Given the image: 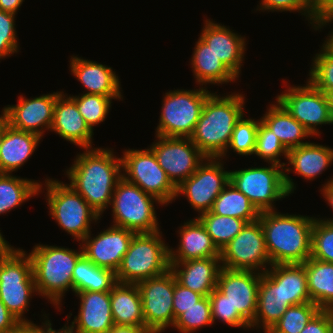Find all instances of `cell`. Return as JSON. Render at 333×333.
I'll use <instances>...</instances> for the list:
<instances>
[{
    "label": "cell",
    "mask_w": 333,
    "mask_h": 333,
    "mask_svg": "<svg viewBox=\"0 0 333 333\" xmlns=\"http://www.w3.org/2000/svg\"><path fill=\"white\" fill-rule=\"evenodd\" d=\"M113 149L84 148L66 171L69 185L101 216L111 205L117 182L122 178L121 157Z\"/></svg>",
    "instance_id": "cell-1"
},
{
    "label": "cell",
    "mask_w": 333,
    "mask_h": 333,
    "mask_svg": "<svg viewBox=\"0 0 333 333\" xmlns=\"http://www.w3.org/2000/svg\"><path fill=\"white\" fill-rule=\"evenodd\" d=\"M265 246L274 264H303L311 257V230L315 217L263 211L258 219Z\"/></svg>",
    "instance_id": "cell-2"
},
{
    "label": "cell",
    "mask_w": 333,
    "mask_h": 333,
    "mask_svg": "<svg viewBox=\"0 0 333 333\" xmlns=\"http://www.w3.org/2000/svg\"><path fill=\"white\" fill-rule=\"evenodd\" d=\"M245 100L235 92L222 97L215 92L206 99L190 139L207 158H220L226 152Z\"/></svg>",
    "instance_id": "cell-3"
},
{
    "label": "cell",
    "mask_w": 333,
    "mask_h": 333,
    "mask_svg": "<svg viewBox=\"0 0 333 333\" xmlns=\"http://www.w3.org/2000/svg\"><path fill=\"white\" fill-rule=\"evenodd\" d=\"M79 245L77 251L56 245L37 244L28 253L38 295L48 299L59 310L64 294L68 289L73 292V269L83 256L82 246Z\"/></svg>",
    "instance_id": "cell-4"
},
{
    "label": "cell",
    "mask_w": 333,
    "mask_h": 333,
    "mask_svg": "<svg viewBox=\"0 0 333 333\" xmlns=\"http://www.w3.org/2000/svg\"><path fill=\"white\" fill-rule=\"evenodd\" d=\"M162 231L135 234L122 258L116 274L118 283L136 284L158 277L170 269L169 244L162 240Z\"/></svg>",
    "instance_id": "cell-5"
},
{
    "label": "cell",
    "mask_w": 333,
    "mask_h": 333,
    "mask_svg": "<svg viewBox=\"0 0 333 333\" xmlns=\"http://www.w3.org/2000/svg\"><path fill=\"white\" fill-rule=\"evenodd\" d=\"M44 186L49 215L61 229L81 242L91 232L90 224L101 216L69 184L46 178Z\"/></svg>",
    "instance_id": "cell-6"
},
{
    "label": "cell",
    "mask_w": 333,
    "mask_h": 333,
    "mask_svg": "<svg viewBox=\"0 0 333 333\" xmlns=\"http://www.w3.org/2000/svg\"><path fill=\"white\" fill-rule=\"evenodd\" d=\"M154 204L163 206L157 198L122 177L116 184L110 205L113 225L136 234L160 231Z\"/></svg>",
    "instance_id": "cell-7"
},
{
    "label": "cell",
    "mask_w": 333,
    "mask_h": 333,
    "mask_svg": "<svg viewBox=\"0 0 333 333\" xmlns=\"http://www.w3.org/2000/svg\"><path fill=\"white\" fill-rule=\"evenodd\" d=\"M207 87L194 90H170L162 101L156 135L190 138L198 122L204 103L211 95Z\"/></svg>",
    "instance_id": "cell-8"
},
{
    "label": "cell",
    "mask_w": 333,
    "mask_h": 333,
    "mask_svg": "<svg viewBox=\"0 0 333 333\" xmlns=\"http://www.w3.org/2000/svg\"><path fill=\"white\" fill-rule=\"evenodd\" d=\"M34 293L38 295L31 258L17 248L9 257L0 259V300L21 323H32L24 314L29 311Z\"/></svg>",
    "instance_id": "cell-9"
},
{
    "label": "cell",
    "mask_w": 333,
    "mask_h": 333,
    "mask_svg": "<svg viewBox=\"0 0 333 333\" xmlns=\"http://www.w3.org/2000/svg\"><path fill=\"white\" fill-rule=\"evenodd\" d=\"M268 167H249L230 170V182L242 192L260 212L276 210L274 201L289 193L285 186L284 167L268 163Z\"/></svg>",
    "instance_id": "cell-10"
},
{
    "label": "cell",
    "mask_w": 333,
    "mask_h": 333,
    "mask_svg": "<svg viewBox=\"0 0 333 333\" xmlns=\"http://www.w3.org/2000/svg\"><path fill=\"white\" fill-rule=\"evenodd\" d=\"M122 177L157 198L164 206L176 200L177 187L170 181L150 149H125L121 157Z\"/></svg>",
    "instance_id": "cell-11"
},
{
    "label": "cell",
    "mask_w": 333,
    "mask_h": 333,
    "mask_svg": "<svg viewBox=\"0 0 333 333\" xmlns=\"http://www.w3.org/2000/svg\"><path fill=\"white\" fill-rule=\"evenodd\" d=\"M220 260L221 267L226 269L266 272L271 262L260 221L247 223L221 250Z\"/></svg>",
    "instance_id": "cell-12"
},
{
    "label": "cell",
    "mask_w": 333,
    "mask_h": 333,
    "mask_svg": "<svg viewBox=\"0 0 333 333\" xmlns=\"http://www.w3.org/2000/svg\"><path fill=\"white\" fill-rule=\"evenodd\" d=\"M276 100L295 118L311 136H320L318 126L333 124L327 95L309 80L304 86H287Z\"/></svg>",
    "instance_id": "cell-13"
},
{
    "label": "cell",
    "mask_w": 333,
    "mask_h": 333,
    "mask_svg": "<svg viewBox=\"0 0 333 333\" xmlns=\"http://www.w3.org/2000/svg\"><path fill=\"white\" fill-rule=\"evenodd\" d=\"M176 277L169 269L158 277L142 280L137 284L142 301L145 327L151 333L164 332L173 327V296Z\"/></svg>",
    "instance_id": "cell-14"
},
{
    "label": "cell",
    "mask_w": 333,
    "mask_h": 333,
    "mask_svg": "<svg viewBox=\"0 0 333 333\" xmlns=\"http://www.w3.org/2000/svg\"><path fill=\"white\" fill-rule=\"evenodd\" d=\"M220 158H206L198 169L176 191V199L183 194L199 215L211 211L215 199L230 182V171Z\"/></svg>",
    "instance_id": "cell-15"
},
{
    "label": "cell",
    "mask_w": 333,
    "mask_h": 333,
    "mask_svg": "<svg viewBox=\"0 0 333 333\" xmlns=\"http://www.w3.org/2000/svg\"><path fill=\"white\" fill-rule=\"evenodd\" d=\"M155 137L156 142L150 145V149L176 187L188 179L207 158L190 138Z\"/></svg>",
    "instance_id": "cell-16"
},
{
    "label": "cell",
    "mask_w": 333,
    "mask_h": 333,
    "mask_svg": "<svg viewBox=\"0 0 333 333\" xmlns=\"http://www.w3.org/2000/svg\"><path fill=\"white\" fill-rule=\"evenodd\" d=\"M261 273L251 270H231L221 267L217 288L226 296L233 311L251 324L257 309Z\"/></svg>",
    "instance_id": "cell-17"
},
{
    "label": "cell",
    "mask_w": 333,
    "mask_h": 333,
    "mask_svg": "<svg viewBox=\"0 0 333 333\" xmlns=\"http://www.w3.org/2000/svg\"><path fill=\"white\" fill-rule=\"evenodd\" d=\"M91 232L81 241L83 255L98 267L116 272L136 234L131 230L110 225L96 237Z\"/></svg>",
    "instance_id": "cell-18"
},
{
    "label": "cell",
    "mask_w": 333,
    "mask_h": 333,
    "mask_svg": "<svg viewBox=\"0 0 333 333\" xmlns=\"http://www.w3.org/2000/svg\"><path fill=\"white\" fill-rule=\"evenodd\" d=\"M61 91L27 99L19 96L18 104L4 107L8 124L17 130L38 134L43 138L44 130L53 123L54 106Z\"/></svg>",
    "instance_id": "cell-19"
},
{
    "label": "cell",
    "mask_w": 333,
    "mask_h": 333,
    "mask_svg": "<svg viewBox=\"0 0 333 333\" xmlns=\"http://www.w3.org/2000/svg\"><path fill=\"white\" fill-rule=\"evenodd\" d=\"M200 39L204 41L221 62L237 77L246 53V38L220 23L204 20Z\"/></svg>",
    "instance_id": "cell-20"
},
{
    "label": "cell",
    "mask_w": 333,
    "mask_h": 333,
    "mask_svg": "<svg viewBox=\"0 0 333 333\" xmlns=\"http://www.w3.org/2000/svg\"><path fill=\"white\" fill-rule=\"evenodd\" d=\"M288 165L284 167L285 186L289 194L294 193L296 185L289 172L312 181L333 163V148L310 141L302 146L288 150ZM293 169V170H292ZM286 171V172H285Z\"/></svg>",
    "instance_id": "cell-21"
},
{
    "label": "cell",
    "mask_w": 333,
    "mask_h": 333,
    "mask_svg": "<svg viewBox=\"0 0 333 333\" xmlns=\"http://www.w3.org/2000/svg\"><path fill=\"white\" fill-rule=\"evenodd\" d=\"M74 294L80 299L79 313L70 322L74 333H105L114 326L110 292L82 291Z\"/></svg>",
    "instance_id": "cell-22"
},
{
    "label": "cell",
    "mask_w": 333,
    "mask_h": 333,
    "mask_svg": "<svg viewBox=\"0 0 333 333\" xmlns=\"http://www.w3.org/2000/svg\"><path fill=\"white\" fill-rule=\"evenodd\" d=\"M50 131L80 148H92L93 131L80 114L75 101L63 93L58 95Z\"/></svg>",
    "instance_id": "cell-23"
},
{
    "label": "cell",
    "mask_w": 333,
    "mask_h": 333,
    "mask_svg": "<svg viewBox=\"0 0 333 333\" xmlns=\"http://www.w3.org/2000/svg\"><path fill=\"white\" fill-rule=\"evenodd\" d=\"M177 231L180 239L176 248H169V262L220 257L221 251L214 244L203 224L196 217L187 220Z\"/></svg>",
    "instance_id": "cell-24"
},
{
    "label": "cell",
    "mask_w": 333,
    "mask_h": 333,
    "mask_svg": "<svg viewBox=\"0 0 333 333\" xmlns=\"http://www.w3.org/2000/svg\"><path fill=\"white\" fill-rule=\"evenodd\" d=\"M169 263L170 270L182 286L203 296H209L217 287V278L221 269L220 257Z\"/></svg>",
    "instance_id": "cell-25"
},
{
    "label": "cell",
    "mask_w": 333,
    "mask_h": 333,
    "mask_svg": "<svg viewBox=\"0 0 333 333\" xmlns=\"http://www.w3.org/2000/svg\"><path fill=\"white\" fill-rule=\"evenodd\" d=\"M69 67L75 78L86 88V94L123 96L118 75L111 67L78 55L71 56Z\"/></svg>",
    "instance_id": "cell-26"
},
{
    "label": "cell",
    "mask_w": 333,
    "mask_h": 333,
    "mask_svg": "<svg viewBox=\"0 0 333 333\" xmlns=\"http://www.w3.org/2000/svg\"><path fill=\"white\" fill-rule=\"evenodd\" d=\"M38 134L12 128L9 124L0 137V173L18 171L40 144Z\"/></svg>",
    "instance_id": "cell-27"
},
{
    "label": "cell",
    "mask_w": 333,
    "mask_h": 333,
    "mask_svg": "<svg viewBox=\"0 0 333 333\" xmlns=\"http://www.w3.org/2000/svg\"><path fill=\"white\" fill-rule=\"evenodd\" d=\"M291 305L283 298L281 281H273L265 272L261 273L258 287L257 309L251 328L271 329Z\"/></svg>",
    "instance_id": "cell-28"
},
{
    "label": "cell",
    "mask_w": 333,
    "mask_h": 333,
    "mask_svg": "<svg viewBox=\"0 0 333 333\" xmlns=\"http://www.w3.org/2000/svg\"><path fill=\"white\" fill-rule=\"evenodd\" d=\"M114 325L145 326L137 284L117 283L110 291Z\"/></svg>",
    "instance_id": "cell-29"
},
{
    "label": "cell",
    "mask_w": 333,
    "mask_h": 333,
    "mask_svg": "<svg viewBox=\"0 0 333 333\" xmlns=\"http://www.w3.org/2000/svg\"><path fill=\"white\" fill-rule=\"evenodd\" d=\"M195 82L200 85L227 84L238 78L221 62L210 47L200 38L197 40L191 58Z\"/></svg>",
    "instance_id": "cell-30"
},
{
    "label": "cell",
    "mask_w": 333,
    "mask_h": 333,
    "mask_svg": "<svg viewBox=\"0 0 333 333\" xmlns=\"http://www.w3.org/2000/svg\"><path fill=\"white\" fill-rule=\"evenodd\" d=\"M275 103L269 105L260 118L261 122L274 132L287 150L308 143L309 141L303 142V139L312 137L311 134L277 100Z\"/></svg>",
    "instance_id": "cell-31"
},
{
    "label": "cell",
    "mask_w": 333,
    "mask_h": 333,
    "mask_svg": "<svg viewBox=\"0 0 333 333\" xmlns=\"http://www.w3.org/2000/svg\"><path fill=\"white\" fill-rule=\"evenodd\" d=\"M265 273L273 281H281L283 298L291 306L312 302L304 264H274Z\"/></svg>",
    "instance_id": "cell-32"
},
{
    "label": "cell",
    "mask_w": 333,
    "mask_h": 333,
    "mask_svg": "<svg viewBox=\"0 0 333 333\" xmlns=\"http://www.w3.org/2000/svg\"><path fill=\"white\" fill-rule=\"evenodd\" d=\"M303 264L311 301L322 310H333V263L310 257Z\"/></svg>",
    "instance_id": "cell-33"
},
{
    "label": "cell",
    "mask_w": 333,
    "mask_h": 333,
    "mask_svg": "<svg viewBox=\"0 0 333 333\" xmlns=\"http://www.w3.org/2000/svg\"><path fill=\"white\" fill-rule=\"evenodd\" d=\"M73 292H110L118 283L112 270L93 264L84 255L77 261L72 273Z\"/></svg>",
    "instance_id": "cell-34"
},
{
    "label": "cell",
    "mask_w": 333,
    "mask_h": 333,
    "mask_svg": "<svg viewBox=\"0 0 333 333\" xmlns=\"http://www.w3.org/2000/svg\"><path fill=\"white\" fill-rule=\"evenodd\" d=\"M42 185L40 181L0 173V215L39 195Z\"/></svg>",
    "instance_id": "cell-35"
},
{
    "label": "cell",
    "mask_w": 333,
    "mask_h": 333,
    "mask_svg": "<svg viewBox=\"0 0 333 333\" xmlns=\"http://www.w3.org/2000/svg\"><path fill=\"white\" fill-rule=\"evenodd\" d=\"M211 212L220 216L240 218L247 223L257 221L261 213L231 182L215 199Z\"/></svg>",
    "instance_id": "cell-36"
},
{
    "label": "cell",
    "mask_w": 333,
    "mask_h": 333,
    "mask_svg": "<svg viewBox=\"0 0 333 333\" xmlns=\"http://www.w3.org/2000/svg\"><path fill=\"white\" fill-rule=\"evenodd\" d=\"M221 251L247 224L245 220L230 216H220L211 211L197 216Z\"/></svg>",
    "instance_id": "cell-37"
},
{
    "label": "cell",
    "mask_w": 333,
    "mask_h": 333,
    "mask_svg": "<svg viewBox=\"0 0 333 333\" xmlns=\"http://www.w3.org/2000/svg\"><path fill=\"white\" fill-rule=\"evenodd\" d=\"M76 103L78 110L85 119L89 128L94 131V126L104 122L111 109L113 99H123L122 96H101L95 94L69 95Z\"/></svg>",
    "instance_id": "cell-38"
},
{
    "label": "cell",
    "mask_w": 333,
    "mask_h": 333,
    "mask_svg": "<svg viewBox=\"0 0 333 333\" xmlns=\"http://www.w3.org/2000/svg\"><path fill=\"white\" fill-rule=\"evenodd\" d=\"M244 115L245 114H243L236 122L227 150L220 157L222 160L224 159L223 157L227 156V151L229 148H231L233 152L242 156L254 155L256 147V136L259 122L261 120H254V118H244Z\"/></svg>",
    "instance_id": "cell-39"
},
{
    "label": "cell",
    "mask_w": 333,
    "mask_h": 333,
    "mask_svg": "<svg viewBox=\"0 0 333 333\" xmlns=\"http://www.w3.org/2000/svg\"><path fill=\"white\" fill-rule=\"evenodd\" d=\"M321 309L313 302L292 305L271 328L274 333H301Z\"/></svg>",
    "instance_id": "cell-40"
},
{
    "label": "cell",
    "mask_w": 333,
    "mask_h": 333,
    "mask_svg": "<svg viewBox=\"0 0 333 333\" xmlns=\"http://www.w3.org/2000/svg\"><path fill=\"white\" fill-rule=\"evenodd\" d=\"M308 80L323 93L333 91V50L324 42L312 58Z\"/></svg>",
    "instance_id": "cell-41"
},
{
    "label": "cell",
    "mask_w": 333,
    "mask_h": 333,
    "mask_svg": "<svg viewBox=\"0 0 333 333\" xmlns=\"http://www.w3.org/2000/svg\"><path fill=\"white\" fill-rule=\"evenodd\" d=\"M206 325H213L211 302L208 296H204L195 306L180 314L172 328H177L181 333H194Z\"/></svg>",
    "instance_id": "cell-42"
},
{
    "label": "cell",
    "mask_w": 333,
    "mask_h": 333,
    "mask_svg": "<svg viewBox=\"0 0 333 333\" xmlns=\"http://www.w3.org/2000/svg\"><path fill=\"white\" fill-rule=\"evenodd\" d=\"M254 154L265 162L275 163L285 167L286 163H280L279 156L287 159L288 150L283 146L279 138L268 129L261 121L256 136V147Z\"/></svg>",
    "instance_id": "cell-43"
},
{
    "label": "cell",
    "mask_w": 333,
    "mask_h": 333,
    "mask_svg": "<svg viewBox=\"0 0 333 333\" xmlns=\"http://www.w3.org/2000/svg\"><path fill=\"white\" fill-rule=\"evenodd\" d=\"M311 257L333 263V223L315 217L311 230Z\"/></svg>",
    "instance_id": "cell-44"
},
{
    "label": "cell",
    "mask_w": 333,
    "mask_h": 333,
    "mask_svg": "<svg viewBox=\"0 0 333 333\" xmlns=\"http://www.w3.org/2000/svg\"><path fill=\"white\" fill-rule=\"evenodd\" d=\"M211 302L213 324L218 319L231 327L251 329V325L238 313L233 311L226 296L216 287L208 296Z\"/></svg>",
    "instance_id": "cell-45"
},
{
    "label": "cell",
    "mask_w": 333,
    "mask_h": 333,
    "mask_svg": "<svg viewBox=\"0 0 333 333\" xmlns=\"http://www.w3.org/2000/svg\"><path fill=\"white\" fill-rule=\"evenodd\" d=\"M15 14L0 10V60L19 52Z\"/></svg>",
    "instance_id": "cell-46"
},
{
    "label": "cell",
    "mask_w": 333,
    "mask_h": 333,
    "mask_svg": "<svg viewBox=\"0 0 333 333\" xmlns=\"http://www.w3.org/2000/svg\"><path fill=\"white\" fill-rule=\"evenodd\" d=\"M256 10L276 12H299L311 24V11L309 0H261Z\"/></svg>",
    "instance_id": "cell-47"
},
{
    "label": "cell",
    "mask_w": 333,
    "mask_h": 333,
    "mask_svg": "<svg viewBox=\"0 0 333 333\" xmlns=\"http://www.w3.org/2000/svg\"><path fill=\"white\" fill-rule=\"evenodd\" d=\"M203 297L202 294L182 286L176 279L173 296L174 319L185 312V310L195 306Z\"/></svg>",
    "instance_id": "cell-48"
},
{
    "label": "cell",
    "mask_w": 333,
    "mask_h": 333,
    "mask_svg": "<svg viewBox=\"0 0 333 333\" xmlns=\"http://www.w3.org/2000/svg\"><path fill=\"white\" fill-rule=\"evenodd\" d=\"M311 11V26L314 30L322 29L323 26L332 24L333 0H309Z\"/></svg>",
    "instance_id": "cell-49"
},
{
    "label": "cell",
    "mask_w": 333,
    "mask_h": 333,
    "mask_svg": "<svg viewBox=\"0 0 333 333\" xmlns=\"http://www.w3.org/2000/svg\"><path fill=\"white\" fill-rule=\"evenodd\" d=\"M301 333H333V310H320Z\"/></svg>",
    "instance_id": "cell-50"
},
{
    "label": "cell",
    "mask_w": 333,
    "mask_h": 333,
    "mask_svg": "<svg viewBox=\"0 0 333 333\" xmlns=\"http://www.w3.org/2000/svg\"><path fill=\"white\" fill-rule=\"evenodd\" d=\"M21 322L6 308L0 300V333L13 332Z\"/></svg>",
    "instance_id": "cell-51"
},
{
    "label": "cell",
    "mask_w": 333,
    "mask_h": 333,
    "mask_svg": "<svg viewBox=\"0 0 333 333\" xmlns=\"http://www.w3.org/2000/svg\"><path fill=\"white\" fill-rule=\"evenodd\" d=\"M47 314L45 313V315L43 314V320L44 323L42 322V325L40 326V333H74L71 325H67L69 322V319L71 318L72 316V313H70V315L68 316L67 315V323H65V325L60 328L59 330H55V329H52V323L51 321L48 319L49 317L46 316Z\"/></svg>",
    "instance_id": "cell-52"
},
{
    "label": "cell",
    "mask_w": 333,
    "mask_h": 333,
    "mask_svg": "<svg viewBox=\"0 0 333 333\" xmlns=\"http://www.w3.org/2000/svg\"><path fill=\"white\" fill-rule=\"evenodd\" d=\"M321 194L324 196V200L327 202V204L331 207L333 210V176L332 178L328 179V181L322 185V188L320 189ZM322 220L333 223V218H323Z\"/></svg>",
    "instance_id": "cell-53"
},
{
    "label": "cell",
    "mask_w": 333,
    "mask_h": 333,
    "mask_svg": "<svg viewBox=\"0 0 333 333\" xmlns=\"http://www.w3.org/2000/svg\"><path fill=\"white\" fill-rule=\"evenodd\" d=\"M105 333H151L145 326L114 325Z\"/></svg>",
    "instance_id": "cell-54"
},
{
    "label": "cell",
    "mask_w": 333,
    "mask_h": 333,
    "mask_svg": "<svg viewBox=\"0 0 333 333\" xmlns=\"http://www.w3.org/2000/svg\"><path fill=\"white\" fill-rule=\"evenodd\" d=\"M24 0H0V10L17 15Z\"/></svg>",
    "instance_id": "cell-55"
},
{
    "label": "cell",
    "mask_w": 333,
    "mask_h": 333,
    "mask_svg": "<svg viewBox=\"0 0 333 333\" xmlns=\"http://www.w3.org/2000/svg\"><path fill=\"white\" fill-rule=\"evenodd\" d=\"M3 236L2 232H0V259L9 257L17 249L12 247Z\"/></svg>",
    "instance_id": "cell-56"
},
{
    "label": "cell",
    "mask_w": 333,
    "mask_h": 333,
    "mask_svg": "<svg viewBox=\"0 0 333 333\" xmlns=\"http://www.w3.org/2000/svg\"><path fill=\"white\" fill-rule=\"evenodd\" d=\"M11 333H40V325L35 323H21L13 332Z\"/></svg>",
    "instance_id": "cell-57"
},
{
    "label": "cell",
    "mask_w": 333,
    "mask_h": 333,
    "mask_svg": "<svg viewBox=\"0 0 333 333\" xmlns=\"http://www.w3.org/2000/svg\"><path fill=\"white\" fill-rule=\"evenodd\" d=\"M7 124H8V121H7L6 111L3 108L1 115H0V137Z\"/></svg>",
    "instance_id": "cell-58"
},
{
    "label": "cell",
    "mask_w": 333,
    "mask_h": 333,
    "mask_svg": "<svg viewBox=\"0 0 333 333\" xmlns=\"http://www.w3.org/2000/svg\"><path fill=\"white\" fill-rule=\"evenodd\" d=\"M326 95L329 102L330 114L333 119V91H329Z\"/></svg>",
    "instance_id": "cell-59"
},
{
    "label": "cell",
    "mask_w": 333,
    "mask_h": 333,
    "mask_svg": "<svg viewBox=\"0 0 333 333\" xmlns=\"http://www.w3.org/2000/svg\"><path fill=\"white\" fill-rule=\"evenodd\" d=\"M327 35L328 36L324 42L333 50V30Z\"/></svg>",
    "instance_id": "cell-60"
},
{
    "label": "cell",
    "mask_w": 333,
    "mask_h": 333,
    "mask_svg": "<svg viewBox=\"0 0 333 333\" xmlns=\"http://www.w3.org/2000/svg\"><path fill=\"white\" fill-rule=\"evenodd\" d=\"M264 333H274L271 329L263 331Z\"/></svg>",
    "instance_id": "cell-61"
}]
</instances>
